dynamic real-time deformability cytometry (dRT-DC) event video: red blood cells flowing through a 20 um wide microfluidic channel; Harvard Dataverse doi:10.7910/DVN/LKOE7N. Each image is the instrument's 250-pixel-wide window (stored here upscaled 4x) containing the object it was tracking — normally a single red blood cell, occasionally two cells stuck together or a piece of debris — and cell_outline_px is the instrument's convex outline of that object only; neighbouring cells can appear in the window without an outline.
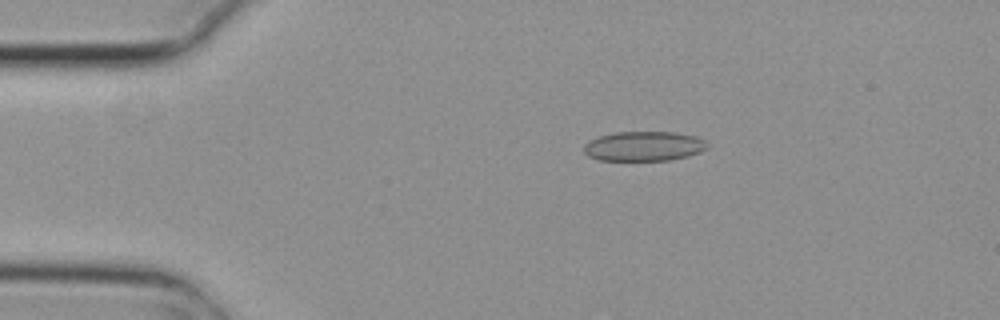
{"species": "common noctule bat (a hibernating species)", "species_latin": "Nyctalus noctula", "temperature_condition": "cold", "stored_images_in_passage": 4, "camera_frame_rate_fps": 3000, "um_per_image_px": 0.085, "animal": {"sex": "female", "body_mass_g": 29.2, "forearm_length_mm": 56.3}, "frame": {"image": 1, "passage_image": 3, "time_ms": 0.667, "image_size_px": [1000, 320], "cell_outline_px": [[708, 148], [700, 152], [688, 156], [668, 160], [600, 160], [588, 156], [584, 152], [584, 144], [588, 140], [600, 136], [616, 132], [676, 132], [696, 136], [704, 140], [708, 144]], "centroid_in_image_um": [54.74, 12.42], "position_along_channel_um": 30.3, "area_um2": 21.39}}